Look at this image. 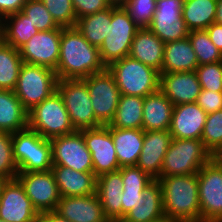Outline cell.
I'll use <instances>...</instances> for the list:
<instances>
[{"mask_svg": "<svg viewBox=\"0 0 222 222\" xmlns=\"http://www.w3.org/2000/svg\"><path fill=\"white\" fill-rule=\"evenodd\" d=\"M111 6H123L127 0H107Z\"/></svg>", "mask_w": 222, "mask_h": 222, "instance_id": "50", "label": "cell"}, {"mask_svg": "<svg viewBox=\"0 0 222 222\" xmlns=\"http://www.w3.org/2000/svg\"><path fill=\"white\" fill-rule=\"evenodd\" d=\"M28 128L49 140L76 131L58 91L28 112Z\"/></svg>", "mask_w": 222, "mask_h": 222, "instance_id": "6", "label": "cell"}, {"mask_svg": "<svg viewBox=\"0 0 222 222\" xmlns=\"http://www.w3.org/2000/svg\"><path fill=\"white\" fill-rule=\"evenodd\" d=\"M197 178L200 222H222V166L211 159Z\"/></svg>", "mask_w": 222, "mask_h": 222, "instance_id": "10", "label": "cell"}, {"mask_svg": "<svg viewBox=\"0 0 222 222\" xmlns=\"http://www.w3.org/2000/svg\"><path fill=\"white\" fill-rule=\"evenodd\" d=\"M51 171L61 197L96 194L97 177L93 172H77L64 166H52Z\"/></svg>", "mask_w": 222, "mask_h": 222, "instance_id": "23", "label": "cell"}, {"mask_svg": "<svg viewBox=\"0 0 222 222\" xmlns=\"http://www.w3.org/2000/svg\"><path fill=\"white\" fill-rule=\"evenodd\" d=\"M59 27H75L77 17L72 0H41Z\"/></svg>", "mask_w": 222, "mask_h": 222, "instance_id": "39", "label": "cell"}, {"mask_svg": "<svg viewBox=\"0 0 222 222\" xmlns=\"http://www.w3.org/2000/svg\"><path fill=\"white\" fill-rule=\"evenodd\" d=\"M163 212L178 222H200L197 174L160 177Z\"/></svg>", "mask_w": 222, "mask_h": 222, "instance_id": "2", "label": "cell"}, {"mask_svg": "<svg viewBox=\"0 0 222 222\" xmlns=\"http://www.w3.org/2000/svg\"><path fill=\"white\" fill-rule=\"evenodd\" d=\"M77 19L111 7L107 0H72Z\"/></svg>", "mask_w": 222, "mask_h": 222, "instance_id": "43", "label": "cell"}, {"mask_svg": "<svg viewBox=\"0 0 222 222\" xmlns=\"http://www.w3.org/2000/svg\"><path fill=\"white\" fill-rule=\"evenodd\" d=\"M82 135L86 147L91 153L93 173L96 177L117 171L121 168L108 125L83 129Z\"/></svg>", "mask_w": 222, "mask_h": 222, "instance_id": "14", "label": "cell"}, {"mask_svg": "<svg viewBox=\"0 0 222 222\" xmlns=\"http://www.w3.org/2000/svg\"><path fill=\"white\" fill-rule=\"evenodd\" d=\"M157 0H127L122 6L139 28H148L156 10Z\"/></svg>", "mask_w": 222, "mask_h": 222, "instance_id": "37", "label": "cell"}, {"mask_svg": "<svg viewBox=\"0 0 222 222\" xmlns=\"http://www.w3.org/2000/svg\"><path fill=\"white\" fill-rule=\"evenodd\" d=\"M159 89L173 105H179L196 102L201 85L195 71L160 73Z\"/></svg>", "mask_w": 222, "mask_h": 222, "instance_id": "21", "label": "cell"}, {"mask_svg": "<svg viewBox=\"0 0 222 222\" xmlns=\"http://www.w3.org/2000/svg\"><path fill=\"white\" fill-rule=\"evenodd\" d=\"M57 81V75L51 68L23 63L14 93L29 112L57 91Z\"/></svg>", "mask_w": 222, "mask_h": 222, "instance_id": "7", "label": "cell"}, {"mask_svg": "<svg viewBox=\"0 0 222 222\" xmlns=\"http://www.w3.org/2000/svg\"><path fill=\"white\" fill-rule=\"evenodd\" d=\"M38 222H71L66 218L61 217L55 211L44 212L39 215Z\"/></svg>", "mask_w": 222, "mask_h": 222, "instance_id": "48", "label": "cell"}, {"mask_svg": "<svg viewBox=\"0 0 222 222\" xmlns=\"http://www.w3.org/2000/svg\"><path fill=\"white\" fill-rule=\"evenodd\" d=\"M196 103L207 113L222 109V92L201 89Z\"/></svg>", "mask_w": 222, "mask_h": 222, "instance_id": "44", "label": "cell"}, {"mask_svg": "<svg viewBox=\"0 0 222 222\" xmlns=\"http://www.w3.org/2000/svg\"><path fill=\"white\" fill-rule=\"evenodd\" d=\"M195 72L201 89L222 92V61L199 65Z\"/></svg>", "mask_w": 222, "mask_h": 222, "instance_id": "41", "label": "cell"}, {"mask_svg": "<svg viewBox=\"0 0 222 222\" xmlns=\"http://www.w3.org/2000/svg\"><path fill=\"white\" fill-rule=\"evenodd\" d=\"M171 140L169 130L145 131L143 147L136 166L154 180H158Z\"/></svg>", "mask_w": 222, "mask_h": 222, "instance_id": "18", "label": "cell"}, {"mask_svg": "<svg viewBox=\"0 0 222 222\" xmlns=\"http://www.w3.org/2000/svg\"><path fill=\"white\" fill-rule=\"evenodd\" d=\"M215 23L222 24V0H217Z\"/></svg>", "mask_w": 222, "mask_h": 222, "instance_id": "49", "label": "cell"}, {"mask_svg": "<svg viewBox=\"0 0 222 222\" xmlns=\"http://www.w3.org/2000/svg\"><path fill=\"white\" fill-rule=\"evenodd\" d=\"M0 30L1 40L18 50L39 32L37 27L21 11L3 18Z\"/></svg>", "mask_w": 222, "mask_h": 222, "instance_id": "30", "label": "cell"}, {"mask_svg": "<svg viewBox=\"0 0 222 222\" xmlns=\"http://www.w3.org/2000/svg\"><path fill=\"white\" fill-rule=\"evenodd\" d=\"M144 98L133 95H120L117 110L109 127L121 129H142Z\"/></svg>", "mask_w": 222, "mask_h": 222, "instance_id": "32", "label": "cell"}, {"mask_svg": "<svg viewBox=\"0 0 222 222\" xmlns=\"http://www.w3.org/2000/svg\"><path fill=\"white\" fill-rule=\"evenodd\" d=\"M55 212L71 222H110L97 194L61 197Z\"/></svg>", "mask_w": 222, "mask_h": 222, "instance_id": "20", "label": "cell"}, {"mask_svg": "<svg viewBox=\"0 0 222 222\" xmlns=\"http://www.w3.org/2000/svg\"><path fill=\"white\" fill-rule=\"evenodd\" d=\"M165 43L149 28H139L131 43L129 56L162 73Z\"/></svg>", "mask_w": 222, "mask_h": 222, "instance_id": "24", "label": "cell"}, {"mask_svg": "<svg viewBox=\"0 0 222 222\" xmlns=\"http://www.w3.org/2000/svg\"><path fill=\"white\" fill-rule=\"evenodd\" d=\"M217 0H185L182 19L189 31L206 30L215 21Z\"/></svg>", "mask_w": 222, "mask_h": 222, "instance_id": "31", "label": "cell"}, {"mask_svg": "<svg viewBox=\"0 0 222 222\" xmlns=\"http://www.w3.org/2000/svg\"><path fill=\"white\" fill-rule=\"evenodd\" d=\"M106 69L99 48L91 45L75 27L61 28L58 79H83Z\"/></svg>", "mask_w": 222, "mask_h": 222, "instance_id": "1", "label": "cell"}, {"mask_svg": "<svg viewBox=\"0 0 222 222\" xmlns=\"http://www.w3.org/2000/svg\"><path fill=\"white\" fill-rule=\"evenodd\" d=\"M138 29L139 27L122 6H111L110 32L99 48L100 57L105 67L129 56L131 43Z\"/></svg>", "mask_w": 222, "mask_h": 222, "instance_id": "8", "label": "cell"}, {"mask_svg": "<svg viewBox=\"0 0 222 222\" xmlns=\"http://www.w3.org/2000/svg\"><path fill=\"white\" fill-rule=\"evenodd\" d=\"M16 178L39 214L56 210L61 195L51 170L18 172Z\"/></svg>", "mask_w": 222, "mask_h": 222, "instance_id": "13", "label": "cell"}, {"mask_svg": "<svg viewBox=\"0 0 222 222\" xmlns=\"http://www.w3.org/2000/svg\"><path fill=\"white\" fill-rule=\"evenodd\" d=\"M151 222H178V221L171 219L170 217L164 215L163 217H161L157 220L151 221Z\"/></svg>", "mask_w": 222, "mask_h": 222, "instance_id": "51", "label": "cell"}, {"mask_svg": "<svg viewBox=\"0 0 222 222\" xmlns=\"http://www.w3.org/2000/svg\"><path fill=\"white\" fill-rule=\"evenodd\" d=\"M123 95L146 97L159 90L160 72L126 56L106 67Z\"/></svg>", "mask_w": 222, "mask_h": 222, "instance_id": "3", "label": "cell"}, {"mask_svg": "<svg viewBox=\"0 0 222 222\" xmlns=\"http://www.w3.org/2000/svg\"><path fill=\"white\" fill-rule=\"evenodd\" d=\"M8 179L4 178L3 176H0V195L2 193V189L4 184L7 182Z\"/></svg>", "mask_w": 222, "mask_h": 222, "instance_id": "52", "label": "cell"}, {"mask_svg": "<svg viewBox=\"0 0 222 222\" xmlns=\"http://www.w3.org/2000/svg\"><path fill=\"white\" fill-rule=\"evenodd\" d=\"M212 159L199 139L172 138L164 156L160 177L197 174Z\"/></svg>", "mask_w": 222, "mask_h": 222, "instance_id": "4", "label": "cell"}, {"mask_svg": "<svg viewBox=\"0 0 222 222\" xmlns=\"http://www.w3.org/2000/svg\"><path fill=\"white\" fill-rule=\"evenodd\" d=\"M82 80L87 84L96 120L102 126L109 125L114 119L121 95L114 77L106 68Z\"/></svg>", "mask_w": 222, "mask_h": 222, "instance_id": "11", "label": "cell"}, {"mask_svg": "<svg viewBox=\"0 0 222 222\" xmlns=\"http://www.w3.org/2000/svg\"><path fill=\"white\" fill-rule=\"evenodd\" d=\"M20 51L0 39V89L14 91L21 65Z\"/></svg>", "mask_w": 222, "mask_h": 222, "instance_id": "34", "label": "cell"}, {"mask_svg": "<svg viewBox=\"0 0 222 222\" xmlns=\"http://www.w3.org/2000/svg\"><path fill=\"white\" fill-rule=\"evenodd\" d=\"M18 166L13 157L12 133L0 131V176L15 179Z\"/></svg>", "mask_w": 222, "mask_h": 222, "instance_id": "40", "label": "cell"}, {"mask_svg": "<svg viewBox=\"0 0 222 222\" xmlns=\"http://www.w3.org/2000/svg\"><path fill=\"white\" fill-rule=\"evenodd\" d=\"M143 204L133 207L120 222H151L164 216L162 187L153 180L143 191Z\"/></svg>", "mask_w": 222, "mask_h": 222, "instance_id": "28", "label": "cell"}, {"mask_svg": "<svg viewBox=\"0 0 222 222\" xmlns=\"http://www.w3.org/2000/svg\"><path fill=\"white\" fill-rule=\"evenodd\" d=\"M197 56L188 37L165 43L162 73L195 71Z\"/></svg>", "mask_w": 222, "mask_h": 222, "instance_id": "27", "label": "cell"}, {"mask_svg": "<svg viewBox=\"0 0 222 222\" xmlns=\"http://www.w3.org/2000/svg\"><path fill=\"white\" fill-rule=\"evenodd\" d=\"M13 157L19 172L49 171L53 166L49 139L26 128L12 133Z\"/></svg>", "mask_w": 222, "mask_h": 222, "instance_id": "5", "label": "cell"}, {"mask_svg": "<svg viewBox=\"0 0 222 222\" xmlns=\"http://www.w3.org/2000/svg\"><path fill=\"white\" fill-rule=\"evenodd\" d=\"M174 105L159 89L144 97L142 129L144 131L169 130Z\"/></svg>", "mask_w": 222, "mask_h": 222, "instance_id": "25", "label": "cell"}, {"mask_svg": "<svg viewBox=\"0 0 222 222\" xmlns=\"http://www.w3.org/2000/svg\"><path fill=\"white\" fill-rule=\"evenodd\" d=\"M119 170L123 180V190L145 189L154 180L137 166H123Z\"/></svg>", "mask_w": 222, "mask_h": 222, "instance_id": "42", "label": "cell"}, {"mask_svg": "<svg viewBox=\"0 0 222 222\" xmlns=\"http://www.w3.org/2000/svg\"><path fill=\"white\" fill-rule=\"evenodd\" d=\"M57 91L76 131L102 126L96 120L87 84L82 79H58Z\"/></svg>", "mask_w": 222, "mask_h": 222, "instance_id": "9", "label": "cell"}, {"mask_svg": "<svg viewBox=\"0 0 222 222\" xmlns=\"http://www.w3.org/2000/svg\"><path fill=\"white\" fill-rule=\"evenodd\" d=\"M182 0H157L149 29L164 43L188 37L189 30L182 19Z\"/></svg>", "mask_w": 222, "mask_h": 222, "instance_id": "15", "label": "cell"}, {"mask_svg": "<svg viewBox=\"0 0 222 222\" xmlns=\"http://www.w3.org/2000/svg\"><path fill=\"white\" fill-rule=\"evenodd\" d=\"M188 38L199 65L222 61V53L211 42L206 30H192L189 32Z\"/></svg>", "mask_w": 222, "mask_h": 222, "instance_id": "35", "label": "cell"}, {"mask_svg": "<svg viewBox=\"0 0 222 222\" xmlns=\"http://www.w3.org/2000/svg\"><path fill=\"white\" fill-rule=\"evenodd\" d=\"M143 129L110 127L120 167L136 166L144 141Z\"/></svg>", "mask_w": 222, "mask_h": 222, "instance_id": "26", "label": "cell"}, {"mask_svg": "<svg viewBox=\"0 0 222 222\" xmlns=\"http://www.w3.org/2000/svg\"><path fill=\"white\" fill-rule=\"evenodd\" d=\"M211 42L222 53V24L213 23L206 29Z\"/></svg>", "mask_w": 222, "mask_h": 222, "instance_id": "47", "label": "cell"}, {"mask_svg": "<svg viewBox=\"0 0 222 222\" xmlns=\"http://www.w3.org/2000/svg\"><path fill=\"white\" fill-rule=\"evenodd\" d=\"M39 31L61 29L41 0H26L21 10Z\"/></svg>", "mask_w": 222, "mask_h": 222, "instance_id": "36", "label": "cell"}, {"mask_svg": "<svg viewBox=\"0 0 222 222\" xmlns=\"http://www.w3.org/2000/svg\"><path fill=\"white\" fill-rule=\"evenodd\" d=\"M212 156H222V144L219 148L212 154Z\"/></svg>", "mask_w": 222, "mask_h": 222, "instance_id": "53", "label": "cell"}, {"mask_svg": "<svg viewBox=\"0 0 222 222\" xmlns=\"http://www.w3.org/2000/svg\"><path fill=\"white\" fill-rule=\"evenodd\" d=\"M212 159L222 166V156H212Z\"/></svg>", "mask_w": 222, "mask_h": 222, "instance_id": "54", "label": "cell"}, {"mask_svg": "<svg viewBox=\"0 0 222 222\" xmlns=\"http://www.w3.org/2000/svg\"><path fill=\"white\" fill-rule=\"evenodd\" d=\"M207 115L196 102L174 105L169 129L172 138L201 140Z\"/></svg>", "mask_w": 222, "mask_h": 222, "instance_id": "19", "label": "cell"}, {"mask_svg": "<svg viewBox=\"0 0 222 222\" xmlns=\"http://www.w3.org/2000/svg\"><path fill=\"white\" fill-rule=\"evenodd\" d=\"M26 0H0V20L20 12Z\"/></svg>", "mask_w": 222, "mask_h": 222, "instance_id": "46", "label": "cell"}, {"mask_svg": "<svg viewBox=\"0 0 222 222\" xmlns=\"http://www.w3.org/2000/svg\"><path fill=\"white\" fill-rule=\"evenodd\" d=\"M39 213L20 181L7 180L0 195V219L6 222H38Z\"/></svg>", "mask_w": 222, "mask_h": 222, "instance_id": "17", "label": "cell"}, {"mask_svg": "<svg viewBox=\"0 0 222 222\" xmlns=\"http://www.w3.org/2000/svg\"><path fill=\"white\" fill-rule=\"evenodd\" d=\"M53 166L69 167L77 172H93L92 156L82 130L50 139Z\"/></svg>", "mask_w": 222, "mask_h": 222, "instance_id": "12", "label": "cell"}, {"mask_svg": "<svg viewBox=\"0 0 222 222\" xmlns=\"http://www.w3.org/2000/svg\"><path fill=\"white\" fill-rule=\"evenodd\" d=\"M145 189H127L122 193V218L133 207H137L139 204H143L145 199L143 198V191Z\"/></svg>", "mask_w": 222, "mask_h": 222, "instance_id": "45", "label": "cell"}, {"mask_svg": "<svg viewBox=\"0 0 222 222\" xmlns=\"http://www.w3.org/2000/svg\"><path fill=\"white\" fill-rule=\"evenodd\" d=\"M111 23V7L77 19L76 28L93 46L100 48L105 37L109 34Z\"/></svg>", "mask_w": 222, "mask_h": 222, "instance_id": "33", "label": "cell"}, {"mask_svg": "<svg viewBox=\"0 0 222 222\" xmlns=\"http://www.w3.org/2000/svg\"><path fill=\"white\" fill-rule=\"evenodd\" d=\"M123 188L120 170L97 177L96 194L110 222H120L122 220Z\"/></svg>", "mask_w": 222, "mask_h": 222, "instance_id": "22", "label": "cell"}, {"mask_svg": "<svg viewBox=\"0 0 222 222\" xmlns=\"http://www.w3.org/2000/svg\"><path fill=\"white\" fill-rule=\"evenodd\" d=\"M61 29L39 31L20 49L23 63L56 70L59 61Z\"/></svg>", "mask_w": 222, "mask_h": 222, "instance_id": "16", "label": "cell"}, {"mask_svg": "<svg viewBox=\"0 0 222 222\" xmlns=\"http://www.w3.org/2000/svg\"><path fill=\"white\" fill-rule=\"evenodd\" d=\"M201 141L211 154L222 144V109L207 115Z\"/></svg>", "mask_w": 222, "mask_h": 222, "instance_id": "38", "label": "cell"}, {"mask_svg": "<svg viewBox=\"0 0 222 222\" xmlns=\"http://www.w3.org/2000/svg\"><path fill=\"white\" fill-rule=\"evenodd\" d=\"M28 128V112L14 91L0 89V131L15 133Z\"/></svg>", "mask_w": 222, "mask_h": 222, "instance_id": "29", "label": "cell"}]
</instances>
